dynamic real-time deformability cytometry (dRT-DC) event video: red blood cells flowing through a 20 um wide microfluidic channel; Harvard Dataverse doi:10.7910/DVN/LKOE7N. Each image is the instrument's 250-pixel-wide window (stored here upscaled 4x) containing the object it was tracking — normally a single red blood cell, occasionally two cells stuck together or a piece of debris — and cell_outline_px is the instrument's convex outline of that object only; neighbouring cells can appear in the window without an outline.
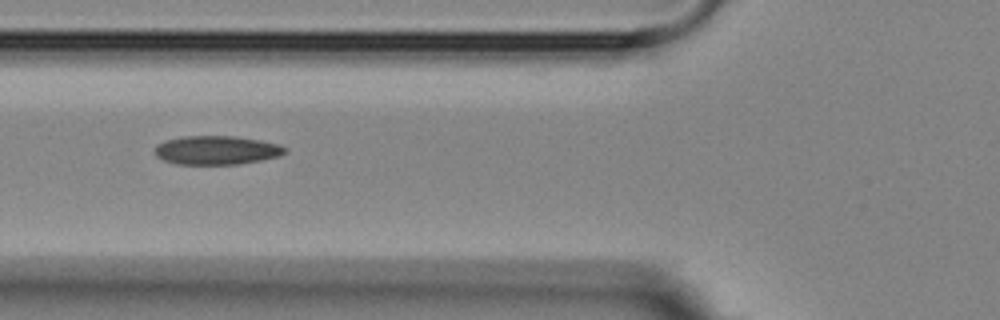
{"species": "Egyptian fruit bat (a non-hibernating species)", "species_latin": "Rousettus aegyptiacus", "temperature_condition": "room temperature", "stored_images_in_passage": 5, "camera_frame_rate_fps": 3000, "um_per_image_px": 0.085, "animal": {"sex": "female"}, "frame": {"image": 1, "passage_image": 4, "time_ms": 3.333, "image_size_px": [1000, 320], "cell_outline_px": [[288, 152], [280, 156], [240, 164], [176, 164], [164, 160], [156, 156], [156, 144], [164, 140], [180, 136], [236, 136], [260, 140], [280, 144], [288, 148]], "centroid_in_image_um": [18.44, 12.76], "position_along_channel_um": 107.4, "area_um2": 22.08}}
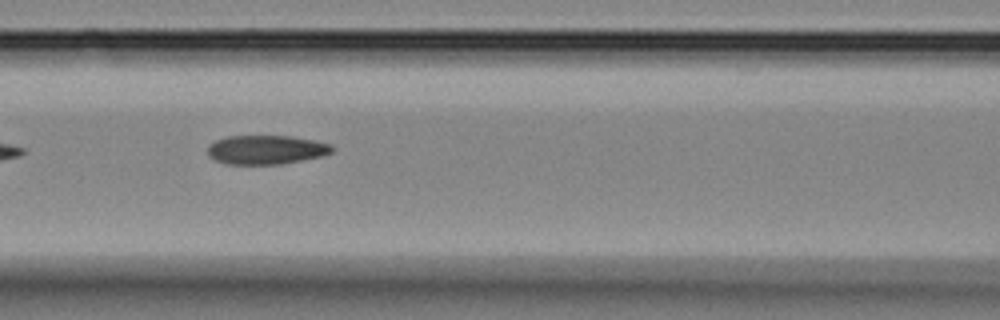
{"frame": {"image": 2, "passage_image": 5, "time_ms": 4.333, "image_size_px": [1000, 320], "cell_outline_px": [[336, 148], [332, 152], [320, 156], [280, 164], [228, 164], [216, 160], [208, 156], [208, 144], [216, 140], [228, 136], [292, 136], [316, 140], [332, 144]], "centroid_in_image_um": [22.64, 12.71], "position_along_channel_um": 144.0, "area_um2": 21.1}}